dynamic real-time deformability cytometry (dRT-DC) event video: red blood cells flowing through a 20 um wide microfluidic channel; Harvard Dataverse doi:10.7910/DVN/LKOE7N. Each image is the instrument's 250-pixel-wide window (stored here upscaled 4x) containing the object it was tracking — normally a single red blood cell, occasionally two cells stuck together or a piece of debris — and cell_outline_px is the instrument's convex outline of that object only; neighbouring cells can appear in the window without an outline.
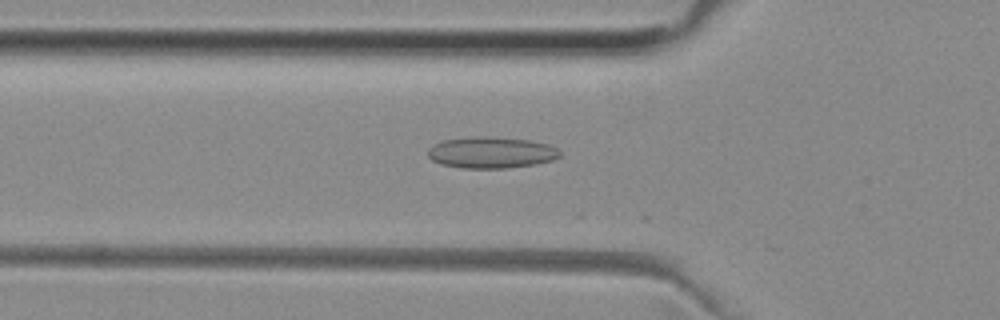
{"species": "common noctule bat (a hibernating species)", "species_latin": "Nyctalus noctula", "temperature_condition": "room temperature", "stored_images_in_passage": 52, "camera_frame_rate_fps": 3000, "um_per_image_px": 0.085, "animal": {"sex": "female", "body_mass_g": 29.2, "forearm_length_mm": 56.3}, "frame": {"image": 1, "passage_image": 17, "time_ms": 5.333, "image_size_px": [1000, 320], "cell_outline_px": [[560, 156], [552, 160], [536, 164], [508, 168], [460, 168], [440, 164], [432, 160], [428, 156], [428, 148], [432, 144], [440, 140], [480, 136], [488, 136], [528, 140], [548, 144], [556, 148], [560, 152]], "centroid_in_image_um": [41.71, 12.96], "position_along_channel_um": 84.1, "area_um2": 24.28}}
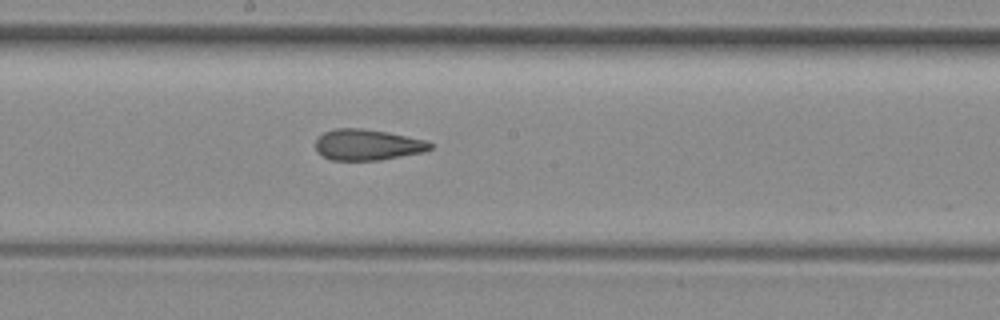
{"frame": {"image": 2, "passage_image": 27, "time_ms": 8.667, "image_size_px": [1000, 320], "cell_outline_px": [[432, 148], [424, 152], [380, 160], [332, 160], [316, 152], [316, 140], [324, 132], [336, 128], [360, 128], [388, 132], [424, 140], [432, 144]], "centroid_in_image_um": [31.22, 12.31], "position_along_channel_um": 217.0, "area_um2": 20.58}}
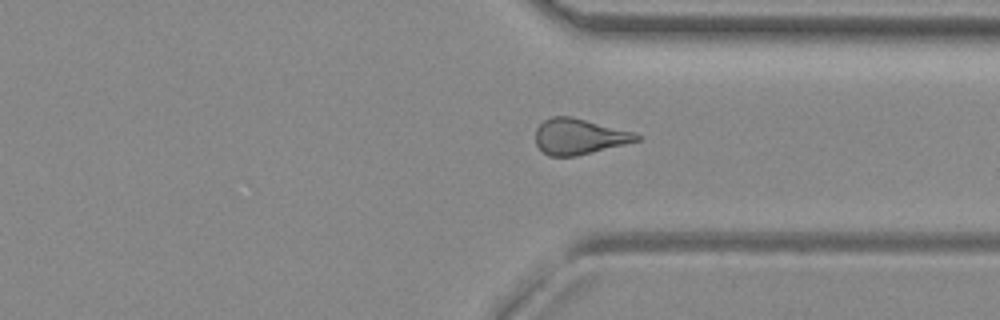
{"frame": {"image": 3, "passage_image": 38, "time_ms": 12.333, "image_size_px": [1000, 320], "cell_outline_px": [[640, 140], [576, 156], [548, 156], [536, 144], [536, 128], [544, 120], [552, 116], [572, 116], [636, 132], [640, 136]], "centroid_in_image_um": [49.23, 11.59], "position_along_channel_um": 362.2, "area_um2": 21.04}, "authors_computed_cell_mechanics": {"area_um2": 21.5594, "velocity_mm_per_s": 3.9618, "shape_relaxation_time_tau1_ms": null, "shape_relaxation_time_tau2_ms": 2.6421, "deformation_change_tau1": null, "deformation_change_tau2": 0.1204}}